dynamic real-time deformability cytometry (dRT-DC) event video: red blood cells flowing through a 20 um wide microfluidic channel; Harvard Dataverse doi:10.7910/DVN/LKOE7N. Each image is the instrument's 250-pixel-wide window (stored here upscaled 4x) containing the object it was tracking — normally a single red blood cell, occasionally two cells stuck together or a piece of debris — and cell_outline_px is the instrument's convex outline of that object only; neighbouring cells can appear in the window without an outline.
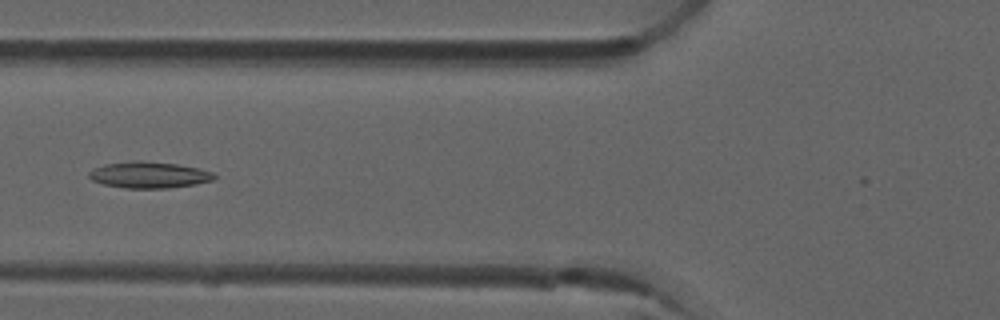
{"species": "common noctule bat (a hibernating species)", "species_latin": "Nyctalus noctula", "temperature_condition": "room temperature", "stored_images_in_passage": 6, "camera_frame_rate_fps": 3000, "um_per_image_px": 0.085, "animal": {"sex": "male", "forearm_length_mm": 52.5}, "frame": {"image": 1, "passage_image": 5, "time_ms": 1.333, "image_size_px": [1000, 320], "cell_outline_px": [[216, 176], [212, 180], [196, 184], [168, 188], [124, 188], [104, 184], [92, 180], [88, 176], [88, 172], [92, 168], [104, 164], [140, 160], [176, 164], [200, 168], [212, 172]], "centroid_in_image_um": [12.64, 14.86], "position_along_channel_um": 113.2, "area_um2": 19.25}}
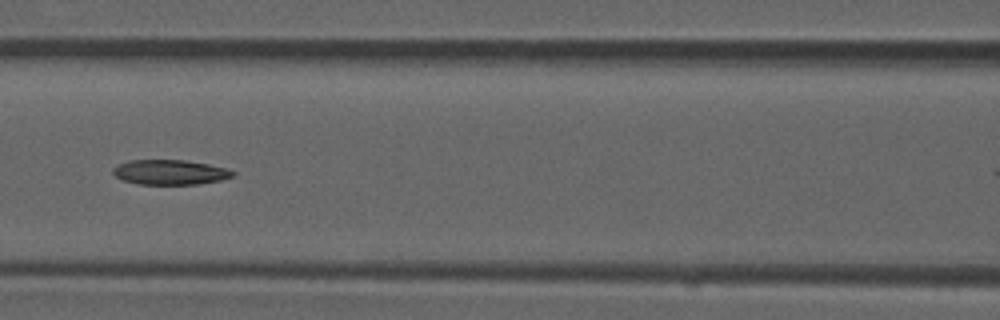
{"frame": {"image": 2, "passage_image": 6, "time_ms": 1.667, "image_size_px": [1000, 320], "cell_outline_px": [[236, 176], [220, 180], [200, 184], [140, 184], [124, 180], [116, 176], [112, 172], [112, 168], [128, 160], [184, 160], [208, 164], [224, 168], [236, 172]], "centroid_in_image_um": [14.47, 14.64], "position_along_channel_um": 152.1, "area_um2": 17.28}}